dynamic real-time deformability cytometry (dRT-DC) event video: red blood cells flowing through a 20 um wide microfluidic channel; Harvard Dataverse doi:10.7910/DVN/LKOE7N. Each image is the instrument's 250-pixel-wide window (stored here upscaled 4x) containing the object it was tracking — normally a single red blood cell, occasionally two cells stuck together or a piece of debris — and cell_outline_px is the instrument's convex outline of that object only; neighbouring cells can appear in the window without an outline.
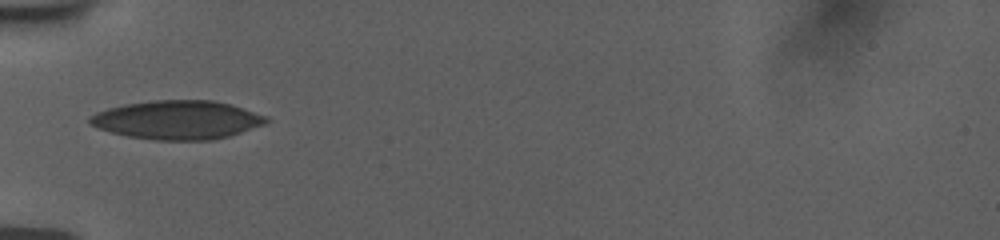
{"species": "human", "species_latin": "Homo sapiens", "temperature_condition": "room temperature", "stored_images_in_passage": 36, "camera_frame_rate_fps": 3000, "um_per_image_px": 0.085, "donor": {"sex": "female"}, "frame": {"image": 1, "passage_image": 1, "time_ms": 0.0, "image_size_px": [1000, 240], "cell_outline_px": [[268, 120], [264, 124], [228, 136], [212, 140], [156, 140], [128, 136], [112, 132], [88, 124], [88, 116], [96, 112], [108, 108], [128, 104], [152, 100], [212, 100], [232, 104], [264, 116]], "centroid_in_image_um": [15.03, 10.19], "position_along_channel_um": 70.0, "area_um2": 39.48}}
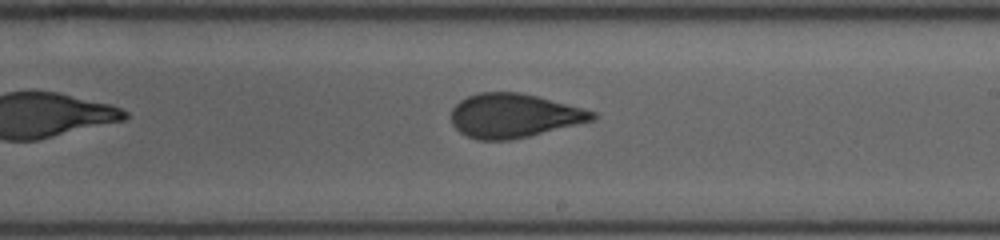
{"frame": {"image": 2, "passage_image": 15, "time_ms": 4.667, "image_size_px": [1000, 240], "cell_outline_px": [[596, 116], [592, 120], [512, 140], [476, 140], [460, 132], [452, 124], [452, 108], [460, 100], [468, 96], [480, 92], [520, 92], [536, 96], [596, 112]], "centroid_in_image_um": [43.62, 9.83], "position_along_channel_um": 245.4, "area_um2": 35.72}}
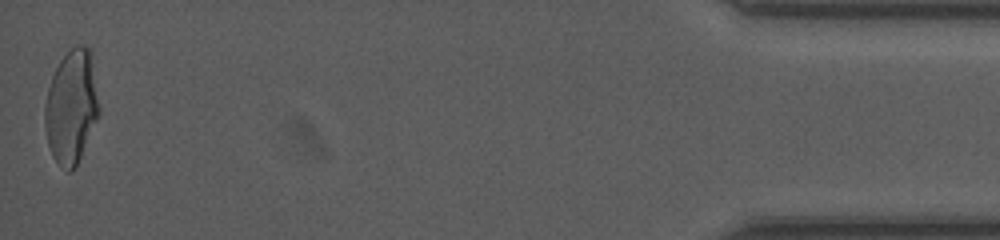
{"frame": {"image": 3, "passage_image": 36, "time_ms": 11.667, "image_size_px": [1000, 240], "cell_outline_px": [[100, 112], [76, 168], [72, 172], [68, 172], [60, 168], [52, 156], [48, 144], [44, 128], [44, 104], [48, 88], [52, 76], [60, 60], [76, 44], [84, 44], [92, 52], [100, 108]], "centroid_in_image_um": [6.07, 9.1], "position_along_channel_um": 429.1, "area_um2": 36.59}, "authors_computed_cell_mechanics": {"area_um2": 36.1539, "velocity_mm_per_s": 3.7804, "shape_relaxation_time_tau1_ms": 10.8402, "shape_relaxation_time_tau2_ms": 1.1229, "deformation_change_tau1": 0.2573, "deformation_change_tau2": 0.0847}}